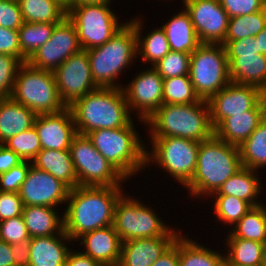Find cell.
<instances>
[{"label":"cell","instance_id":"18","mask_svg":"<svg viewBox=\"0 0 266 266\" xmlns=\"http://www.w3.org/2000/svg\"><path fill=\"white\" fill-rule=\"evenodd\" d=\"M69 188L50 173L31 165L20 187L24 206L57 207L67 202Z\"/></svg>","mask_w":266,"mask_h":266},{"label":"cell","instance_id":"54","mask_svg":"<svg viewBox=\"0 0 266 266\" xmlns=\"http://www.w3.org/2000/svg\"><path fill=\"white\" fill-rule=\"evenodd\" d=\"M0 266H16L11 255V244L0 240Z\"/></svg>","mask_w":266,"mask_h":266},{"label":"cell","instance_id":"13","mask_svg":"<svg viewBox=\"0 0 266 266\" xmlns=\"http://www.w3.org/2000/svg\"><path fill=\"white\" fill-rule=\"evenodd\" d=\"M58 94L66 107L99 88L92 77L86 50L71 55L53 71Z\"/></svg>","mask_w":266,"mask_h":266},{"label":"cell","instance_id":"4","mask_svg":"<svg viewBox=\"0 0 266 266\" xmlns=\"http://www.w3.org/2000/svg\"><path fill=\"white\" fill-rule=\"evenodd\" d=\"M150 137H181L206 141L214 136L207 100L190 104H162L145 122Z\"/></svg>","mask_w":266,"mask_h":266},{"label":"cell","instance_id":"3","mask_svg":"<svg viewBox=\"0 0 266 266\" xmlns=\"http://www.w3.org/2000/svg\"><path fill=\"white\" fill-rule=\"evenodd\" d=\"M241 168L239 147L214 135L200 142L194 176L184 188L188 189L193 198H209Z\"/></svg>","mask_w":266,"mask_h":266},{"label":"cell","instance_id":"37","mask_svg":"<svg viewBox=\"0 0 266 266\" xmlns=\"http://www.w3.org/2000/svg\"><path fill=\"white\" fill-rule=\"evenodd\" d=\"M266 26V7L256 13L229 18L225 46L229 41L240 40L248 36L255 37Z\"/></svg>","mask_w":266,"mask_h":266},{"label":"cell","instance_id":"16","mask_svg":"<svg viewBox=\"0 0 266 266\" xmlns=\"http://www.w3.org/2000/svg\"><path fill=\"white\" fill-rule=\"evenodd\" d=\"M201 43H222L229 16L219 0H182Z\"/></svg>","mask_w":266,"mask_h":266},{"label":"cell","instance_id":"40","mask_svg":"<svg viewBox=\"0 0 266 266\" xmlns=\"http://www.w3.org/2000/svg\"><path fill=\"white\" fill-rule=\"evenodd\" d=\"M3 145L15 152L23 161L30 162L35 159L42 149L38 132L34 126L10 137Z\"/></svg>","mask_w":266,"mask_h":266},{"label":"cell","instance_id":"10","mask_svg":"<svg viewBox=\"0 0 266 266\" xmlns=\"http://www.w3.org/2000/svg\"><path fill=\"white\" fill-rule=\"evenodd\" d=\"M149 138L152 147L146 149V167L154 163L185 187L194 176L200 142L173 136Z\"/></svg>","mask_w":266,"mask_h":266},{"label":"cell","instance_id":"1","mask_svg":"<svg viewBox=\"0 0 266 266\" xmlns=\"http://www.w3.org/2000/svg\"><path fill=\"white\" fill-rule=\"evenodd\" d=\"M123 187L77 186L69 190L64 208V232L73 242L85 233L113 225Z\"/></svg>","mask_w":266,"mask_h":266},{"label":"cell","instance_id":"34","mask_svg":"<svg viewBox=\"0 0 266 266\" xmlns=\"http://www.w3.org/2000/svg\"><path fill=\"white\" fill-rule=\"evenodd\" d=\"M242 167L258 171L266 167V116L239 146Z\"/></svg>","mask_w":266,"mask_h":266},{"label":"cell","instance_id":"35","mask_svg":"<svg viewBox=\"0 0 266 266\" xmlns=\"http://www.w3.org/2000/svg\"><path fill=\"white\" fill-rule=\"evenodd\" d=\"M58 23L24 22L18 29L21 61L25 63L50 38Z\"/></svg>","mask_w":266,"mask_h":266},{"label":"cell","instance_id":"15","mask_svg":"<svg viewBox=\"0 0 266 266\" xmlns=\"http://www.w3.org/2000/svg\"><path fill=\"white\" fill-rule=\"evenodd\" d=\"M82 50L74 24L66 16L54 26L51 38L26 61L36 69L54 71Z\"/></svg>","mask_w":266,"mask_h":266},{"label":"cell","instance_id":"5","mask_svg":"<svg viewBox=\"0 0 266 266\" xmlns=\"http://www.w3.org/2000/svg\"><path fill=\"white\" fill-rule=\"evenodd\" d=\"M86 51L95 84L100 88H122V83H116V79L138 57L134 26L125 22L105 44Z\"/></svg>","mask_w":266,"mask_h":266},{"label":"cell","instance_id":"48","mask_svg":"<svg viewBox=\"0 0 266 266\" xmlns=\"http://www.w3.org/2000/svg\"><path fill=\"white\" fill-rule=\"evenodd\" d=\"M0 54H8L21 60L18 30L0 26Z\"/></svg>","mask_w":266,"mask_h":266},{"label":"cell","instance_id":"43","mask_svg":"<svg viewBox=\"0 0 266 266\" xmlns=\"http://www.w3.org/2000/svg\"><path fill=\"white\" fill-rule=\"evenodd\" d=\"M30 239L22 215L0 221V240L12 245Z\"/></svg>","mask_w":266,"mask_h":266},{"label":"cell","instance_id":"6","mask_svg":"<svg viewBox=\"0 0 266 266\" xmlns=\"http://www.w3.org/2000/svg\"><path fill=\"white\" fill-rule=\"evenodd\" d=\"M134 125L132 120L125 127L97 129L87 134L99 153L127 179L146 168L148 147L142 142Z\"/></svg>","mask_w":266,"mask_h":266},{"label":"cell","instance_id":"47","mask_svg":"<svg viewBox=\"0 0 266 266\" xmlns=\"http://www.w3.org/2000/svg\"><path fill=\"white\" fill-rule=\"evenodd\" d=\"M24 208L18 192L0 191V221L21 216Z\"/></svg>","mask_w":266,"mask_h":266},{"label":"cell","instance_id":"8","mask_svg":"<svg viewBox=\"0 0 266 266\" xmlns=\"http://www.w3.org/2000/svg\"><path fill=\"white\" fill-rule=\"evenodd\" d=\"M135 198L124 193L115 206L113 227L122 242L149 237H178L182 234V230L164 223L154 208Z\"/></svg>","mask_w":266,"mask_h":266},{"label":"cell","instance_id":"12","mask_svg":"<svg viewBox=\"0 0 266 266\" xmlns=\"http://www.w3.org/2000/svg\"><path fill=\"white\" fill-rule=\"evenodd\" d=\"M69 151L79 186L122 187V183L129 181L99 153L87 135L77 133Z\"/></svg>","mask_w":266,"mask_h":266},{"label":"cell","instance_id":"27","mask_svg":"<svg viewBox=\"0 0 266 266\" xmlns=\"http://www.w3.org/2000/svg\"><path fill=\"white\" fill-rule=\"evenodd\" d=\"M36 114L28 107L8 98H0V144L34 126Z\"/></svg>","mask_w":266,"mask_h":266},{"label":"cell","instance_id":"25","mask_svg":"<svg viewBox=\"0 0 266 266\" xmlns=\"http://www.w3.org/2000/svg\"><path fill=\"white\" fill-rule=\"evenodd\" d=\"M32 165L37 169L50 173L70 190L78 185V178L69 150L41 149Z\"/></svg>","mask_w":266,"mask_h":266},{"label":"cell","instance_id":"55","mask_svg":"<svg viewBox=\"0 0 266 266\" xmlns=\"http://www.w3.org/2000/svg\"><path fill=\"white\" fill-rule=\"evenodd\" d=\"M255 37L258 45V53L266 55V26Z\"/></svg>","mask_w":266,"mask_h":266},{"label":"cell","instance_id":"50","mask_svg":"<svg viewBox=\"0 0 266 266\" xmlns=\"http://www.w3.org/2000/svg\"><path fill=\"white\" fill-rule=\"evenodd\" d=\"M22 162L23 160L15 152L0 144V174L9 171Z\"/></svg>","mask_w":266,"mask_h":266},{"label":"cell","instance_id":"42","mask_svg":"<svg viewBox=\"0 0 266 266\" xmlns=\"http://www.w3.org/2000/svg\"><path fill=\"white\" fill-rule=\"evenodd\" d=\"M22 64L19 58L0 54V98L11 96L18 69Z\"/></svg>","mask_w":266,"mask_h":266},{"label":"cell","instance_id":"7","mask_svg":"<svg viewBox=\"0 0 266 266\" xmlns=\"http://www.w3.org/2000/svg\"><path fill=\"white\" fill-rule=\"evenodd\" d=\"M10 98L36 115L55 114L67 108L58 94L53 71L36 69L27 62L18 69Z\"/></svg>","mask_w":266,"mask_h":266},{"label":"cell","instance_id":"41","mask_svg":"<svg viewBox=\"0 0 266 266\" xmlns=\"http://www.w3.org/2000/svg\"><path fill=\"white\" fill-rule=\"evenodd\" d=\"M190 56L189 53L170 51L153 67L163 79L189 75Z\"/></svg>","mask_w":266,"mask_h":266},{"label":"cell","instance_id":"30","mask_svg":"<svg viewBox=\"0 0 266 266\" xmlns=\"http://www.w3.org/2000/svg\"><path fill=\"white\" fill-rule=\"evenodd\" d=\"M161 27L166 34L171 51L191 54L201 44L185 8L173 15Z\"/></svg>","mask_w":266,"mask_h":266},{"label":"cell","instance_id":"53","mask_svg":"<svg viewBox=\"0 0 266 266\" xmlns=\"http://www.w3.org/2000/svg\"><path fill=\"white\" fill-rule=\"evenodd\" d=\"M65 266H102L99 262L83 254L81 251L71 249L67 255Z\"/></svg>","mask_w":266,"mask_h":266},{"label":"cell","instance_id":"32","mask_svg":"<svg viewBox=\"0 0 266 266\" xmlns=\"http://www.w3.org/2000/svg\"><path fill=\"white\" fill-rule=\"evenodd\" d=\"M197 243L186 234L178 236L179 266H225L224 253Z\"/></svg>","mask_w":266,"mask_h":266},{"label":"cell","instance_id":"20","mask_svg":"<svg viewBox=\"0 0 266 266\" xmlns=\"http://www.w3.org/2000/svg\"><path fill=\"white\" fill-rule=\"evenodd\" d=\"M83 245V254L99 262L102 266H118L122 240L113 225L96 229L80 236L77 241Z\"/></svg>","mask_w":266,"mask_h":266},{"label":"cell","instance_id":"11","mask_svg":"<svg viewBox=\"0 0 266 266\" xmlns=\"http://www.w3.org/2000/svg\"><path fill=\"white\" fill-rule=\"evenodd\" d=\"M111 3L67 6V17L77 30L82 50L105 44L124 25L110 8ZM120 22V23H119Z\"/></svg>","mask_w":266,"mask_h":266},{"label":"cell","instance_id":"9","mask_svg":"<svg viewBox=\"0 0 266 266\" xmlns=\"http://www.w3.org/2000/svg\"><path fill=\"white\" fill-rule=\"evenodd\" d=\"M190 80L200 99L209 100L230 82L229 62L221 43H201L190 56Z\"/></svg>","mask_w":266,"mask_h":266},{"label":"cell","instance_id":"33","mask_svg":"<svg viewBox=\"0 0 266 266\" xmlns=\"http://www.w3.org/2000/svg\"><path fill=\"white\" fill-rule=\"evenodd\" d=\"M24 22L60 23L67 9L57 0H17Z\"/></svg>","mask_w":266,"mask_h":266},{"label":"cell","instance_id":"19","mask_svg":"<svg viewBox=\"0 0 266 266\" xmlns=\"http://www.w3.org/2000/svg\"><path fill=\"white\" fill-rule=\"evenodd\" d=\"M34 127L42 149L69 150L77 134L71 110L67 107L55 114L37 115Z\"/></svg>","mask_w":266,"mask_h":266},{"label":"cell","instance_id":"21","mask_svg":"<svg viewBox=\"0 0 266 266\" xmlns=\"http://www.w3.org/2000/svg\"><path fill=\"white\" fill-rule=\"evenodd\" d=\"M266 116L263 98L245 114H232L225 118L215 129L214 135L233 146L239 147L256 129Z\"/></svg>","mask_w":266,"mask_h":266},{"label":"cell","instance_id":"46","mask_svg":"<svg viewBox=\"0 0 266 266\" xmlns=\"http://www.w3.org/2000/svg\"><path fill=\"white\" fill-rule=\"evenodd\" d=\"M24 23L17 0H0V26L18 30Z\"/></svg>","mask_w":266,"mask_h":266},{"label":"cell","instance_id":"45","mask_svg":"<svg viewBox=\"0 0 266 266\" xmlns=\"http://www.w3.org/2000/svg\"><path fill=\"white\" fill-rule=\"evenodd\" d=\"M219 2L229 18L256 13L266 7L263 0H219Z\"/></svg>","mask_w":266,"mask_h":266},{"label":"cell","instance_id":"56","mask_svg":"<svg viewBox=\"0 0 266 266\" xmlns=\"http://www.w3.org/2000/svg\"><path fill=\"white\" fill-rule=\"evenodd\" d=\"M111 3V0H69V5Z\"/></svg>","mask_w":266,"mask_h":266},{"label":"cell","instance_id":"38","mask_svg":"<svg viewBox=\"0 0 266 266\" xmlns=\"http://www.w3.org/2000/svg\"><path fill=\"white\" fill-rule=\"evenodd\" d=\"M200 100L189 75L163 79V104L181 105Z\"/></svg>","mask_w":266,"mask_h":266},{"label":"cell","instance_id":"57","mask_svg":"<svg viewBox=\"0 0 266 266\" xmlns=\"http://www.w3.org/2000/svg\"><path fill=\"white\" fill-rule=\"evenodd\" d=\"M57 1H59L67 9V6L69 5V0H57Z\"/></svg>","mask_w":266,"mask_h":266},{"label":"cell","instance_id":"26","mask_svg":"<svg viewBox=\"0 0 266 266\" xmlns=\"http://www.w3.org/2000/svg\"><path fill=\"white\" fill-rule=\"evenodd\" d=\"M56 211L55 207L24 206L22 216L30 238L58 235L64 231V215L60 216Z\"/></svg>","mask_w":266,"mask_h":266},{"label":"cell","instance_id":"29","mask_svg":"<svg viewBox=\"0 0 266 266\" xmlns=\"http://www.w3.org/2000/svg\"><path fill=\"white\" fill-rule=\"evenodd\" d=\"M258 171L242 167L227 179L212 195H231L249 202L253 207L262 205L257 198L264 188L259 180Z\"/></svg>","mask_w":266,"mask_h":266},{"label":"cell","instance_id":"23","mask_svg":"<svg viewBox=\"0 0 266 266\" xmlns=\"http://www.w3.org/2000/svg\"><path fill=\"white\" fill-rule=\"evenodd\" d=\"M71 241L64 231L58 235L31 238L28 266H65L71 250L67 244Z\"/></svg>","mask_w":266,"mask_h":266},{"label":"cell","instance_id":"17","mask_svg":"<svg viewBox=\"0 0 266 266\" xmlns=\"http://www.w3.org/2000/svg\"><path fill=\"white\" fill-rule=\"evenodd\" d=\"M262 98L263 92L259 88L230 82L208 100L212 126L215 129L232 114H245Z\"/></svg>","mask_w":266,"mask_h":266},{"label":"cell","instance_id":"31","mask_svg":"<svg viewBox=\"0 0 266 266\" xmlns=\"http://www.w3.org/2000/svg\"><path fill=\"white\" fill-rule=\"evenodd\" d=\"M135 16L129 21L135 29L137 37V56H141L145 64L156 65L163 57H165L171 50L162 27L154 30L143 36V19ZM142 31V32H141Z\"/></svg>","mask_w":266,"mask_h":266},{"label":"cell","instance_id":"39","mask_svg":"<svg viewBox=\"0 0 266 266\" xmlns=\"http://www.w3.org/2000/svg\"><path fill=\"white\" fill-rule=\"evenodd\" d=\"M214 199L213 209L218 222L234 227L235 224L250 210L253 206L244 200L231 195H211Z\"/></svg>","mask_w":266,"mask_h":266},{"label":"cell","instance_id":"51","mask_svg":"<svg viewBox=\"0 0 266 266\" xmlns=\"http://www.w3.org/2000/svg\"><path fill=\"white\" fill-rule=\"evenodd\" d=\"M11 255L14 258L15 265L28 266L30 255V240L12 244Z\"/></svg>","mask_w":266,"mask_h":266},{"label":"cell","instance_id":"2","mask_svg":"<svg viewBox=\"0 0 266 266\" xmlns=\"http://www.w3.org/2000/svg\"><path fill=\"white\" fill-rule=\"evenodd\" d=\"M68 108L76 132L82 135L97 129L125 127L134 119L122 88L99 87L75 100Z\"/></svg>","mask_w":266,"mask_h":266},{"label":"cell","instance_id":"24","mask_svg":"<svg viewBox=\"0 0 266 266\" xmlns=\"http://www.w3.org/2000/svg\"><path fill=\"white\" fill-rule=\"evenodd\" d=\"M231 82L266 89V55L240 54L227 56Z\"/></svg>","mask_w":266,"mask_h":266},{"label":"cell","instance_id":"14","mask_svg":"<svg viewBox=\"0 0 266 266\" xmlns=\"http://www.w3.org/2000/svg\"><path fill=\"white\" fill-rule=\"evenodd\" d=\"M145 69L122 87L131 114L136 112L142 124L163 104V78L153 66Z\"/></svg>","mask_w":266,"mask_h":266},{"label":"cell","instance_id":"28","mask_svg":"<svg viewBox=\"0 0 266 266\" xmlns=\"http://www.w3.org/2000/svg\"><path fill=\"white\" fill-rule=\"evenodd\" d=\"M226 236L225 266H266V244L236 238L230 231ZM228 252V253H227Z\"/></svg>","mask_w":266,"mask_h":266},{"label":"cell","instance_id":"22","mask_svg":"<svg viewBox=\"0 0 266 266\" xmlns=\"http://www.w3.org/2000/svg\"><path fill=\"white\" fill-rule=\"evenodd\" d=\"M178 237H149L122 242L118 266H151Z\"/></svg>","mask_w":266,"mask_h":266},{"label":"cell","instance_id":"44","mask_svg":"<svg viewBox=\"0 0 266 266\" xmlns=\"http://www.w3.org/2000/svg\"><path fill=\"white\" fill-rule=\"evenodd\" d=\"M31 165L32 162L23 161L9 171L0 174V191L19 192Z\"/></svg>","mask_w":266,"mask_h":266},{"label":"cell","instance_id":"36","mask_svg":"<svg viewBox=\"0 0 266 266\" xmlns=\"http://www.w3.org/2000/svg\"><path fill=\"white\" fill-rule=\"evenodd\" d=\"M230 229L236 238L266 244V205L253 207Z\"/></svg>","mask_w":266,"mask_h":266},{"label":"cell","instance_id":"58","mask_svg":"<svg viewBox=\"0 0 266 266\" xmlns=\"http://www.w3.org/2000/svg\"><path fill=\"white\" fill-rule=\"evenodd\" d=\"M263 101L265 105V114H266V89L263 91Z\"/></svg>","mask_w":266,"mask_h":266},{"label":"cell","instance_id":"52","mask_svg":"<svg viewBox=\"0 0 266 266\" xmlns=\"http://www.w3.org/2000/svg\"><path fill=\"white\" fill-rule=\"evenodd\" d=\"M151 266H179L178 238Z\"/></svg>","mask_w":266,"mask_h":266},{"label":"cell","instance_id":"49","mask_svg":"<svg viewBox=\"0 0 266 266\" xmlns=\"http://www.w3.org/2000/svg\"><path fill=\"white\" fill-rule=\"evenodd\" d=\"M227 56H240V54H257L258 45L256 37L229 41L225 46Z\"/></svg>","mask_w":266,"mask_h":266}]
</instances>
